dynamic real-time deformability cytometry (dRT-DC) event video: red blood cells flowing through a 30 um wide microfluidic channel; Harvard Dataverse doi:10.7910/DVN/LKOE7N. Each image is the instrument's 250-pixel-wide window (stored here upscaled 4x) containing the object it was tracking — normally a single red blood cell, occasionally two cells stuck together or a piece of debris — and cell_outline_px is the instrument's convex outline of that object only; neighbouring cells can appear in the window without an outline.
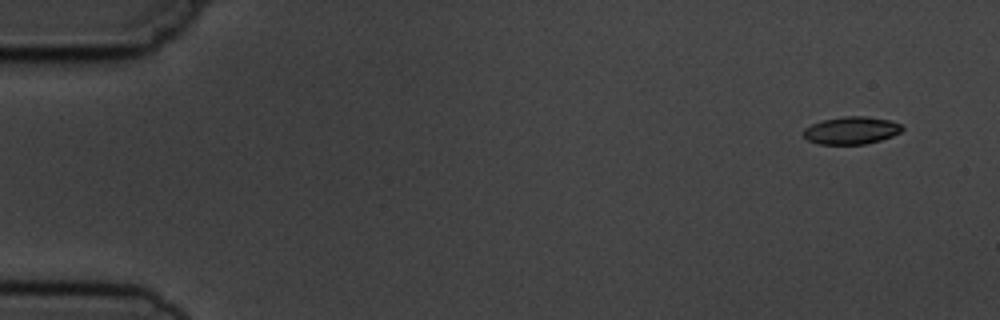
{"species": "common noctule bat (a hibernating species)", "species_latin": "Nyctalus noctula", "temperature_condition": "cold", "stored_images_in_passage": 6, "segment_of_instrument_passage": [2, 2], "camera_frame_rate_fps": 3000, "um_per_image_px": 0.085, "animal": {"sex": "male", "body_mass_g": 19.5, "forearm_length_mm": 54.6}, "frame": {"image": 1, "passage_image": 6, "time_ms": 7.667, "image_size_px": [1000, 320], "cell_outline_px": [[904, 128], [900, 132], [892, 136], [880, 140], [864, 144], [820, 144], [808, 140], [804, 136], [804, 128], [812, 124], [824, 120], [844, 116], [864, 116], [888, 120], [900, 124]], "centroid_in_image_um": [72.36, 11.09], "position_along_channel_um": 12.6, "area_um2": 15.61}}